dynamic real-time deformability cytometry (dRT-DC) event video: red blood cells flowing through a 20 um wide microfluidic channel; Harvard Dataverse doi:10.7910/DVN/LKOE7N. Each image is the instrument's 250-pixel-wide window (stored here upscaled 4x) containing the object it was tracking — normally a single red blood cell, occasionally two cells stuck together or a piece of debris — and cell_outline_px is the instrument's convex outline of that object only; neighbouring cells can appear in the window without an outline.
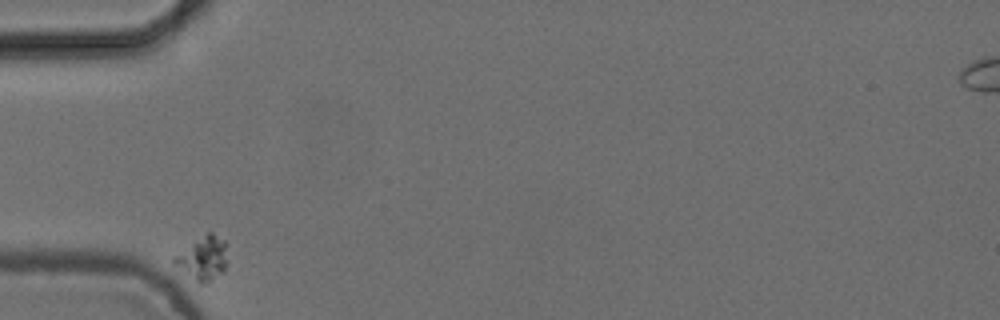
{"species": "common noctule bat (a hibernating species)", "species_latin": "Nyctalus noctula", "temperature_condition": "cold", "stored_images_in_passage": 2, "camera_frame_rate_fps": 3000, "um_per_image_px": 0.085, "animal": {"sex": "female", "body_mass_g": 24.6, "forearm_length_mm": 56.2}, "frame": {"image": 1, "passage_image": 1, "time_ms": 0.0, "image_size_px": [1000, 320], "cell_outline_px": [[228, 244], [224, 272], [200, 284], [176, 264], [172, 260], [172, 256], [208, 232], [212, 232], [224, 240]], "centroid_in_image_um": [17.28, 21.9], "position_along_channel_um": 67.7, "area_um2": 13.12}}
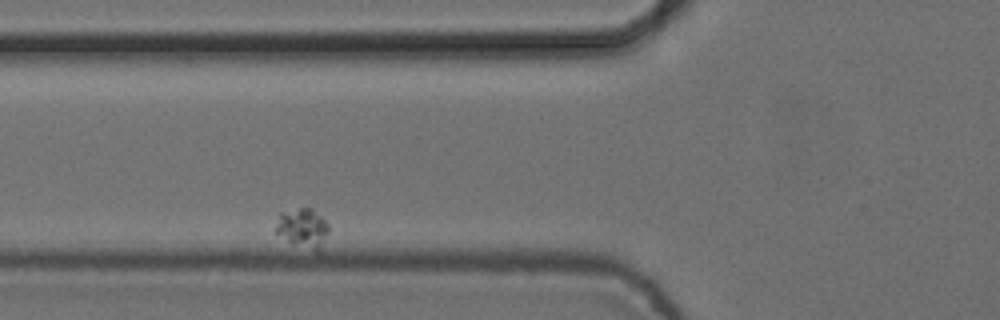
{"frame": {"image": 2, "passage_image": 2, "time_ms": 0.333, "image_size_px": [1000, 320], "cell_outline_px": [[328, 232], [320, 252], [316, 252], [292, 244], [276, 232], [276, 224], [280, 212], [300, 208], [312, 208], [328, 224]], "centroid_in_image_um": [25.75, 19.41], "position_along_channel_um": 100.1, "area_um2": 12.14}}